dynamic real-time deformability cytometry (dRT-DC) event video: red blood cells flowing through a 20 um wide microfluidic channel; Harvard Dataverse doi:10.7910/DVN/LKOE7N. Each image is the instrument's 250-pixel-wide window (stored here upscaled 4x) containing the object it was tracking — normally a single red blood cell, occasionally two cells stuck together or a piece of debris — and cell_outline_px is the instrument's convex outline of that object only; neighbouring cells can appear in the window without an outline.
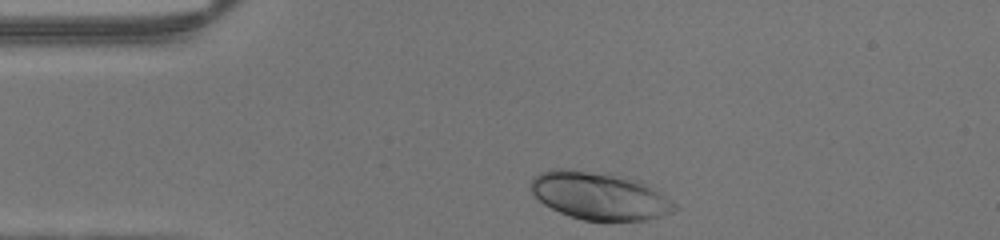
{"species": "human", "species_latin": "Homo sapiens", "temperature_condition": "warm", "stored_images_in_passage": 29, "camera_frame_rate_fps": 3000, "um_per_image_px": 0.085, "donor": {"sex": "male"}, "frame": {"image": 1, "passage_image": 1, "time_ms": 0.0, "image_size_px": [1000, 240], "cell_outline_px": [[680, 208], [672, 212], [648, 220], [584, 220], [560, 212], [544, 204], [532, 192], [532, 180], [540, 172], [552, 168], [564, 168], [612, 176], [628, 180], [640, 184], [672, 200]], "centroid_in_image_um": [50.9, 16.68], "position_along_channel_um": 34.1, "area_um2": 38.32}}
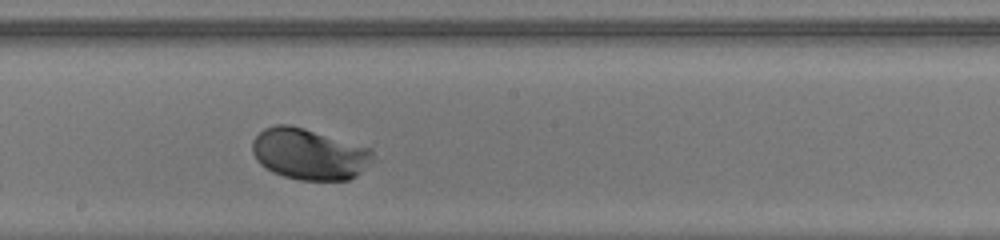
{"frame": {"image": 2, "passage_image": 17, "time_ms": 5.333, "image_size_px": [1000, 240], "cell_outline_px": [[372, 160], [356, 176], [348, 180], [300, 180], [284, 176], [272, 172], [260, 164], [256, 160], [252, 152], [252, 140], [264, 128], [276, 124], [288, 124], [304, 128], [372, 148]], "centroid_in_image_um": [26.25, 13.09], "position_along_channel_um": 222.0, "area_um2": 35.89}}
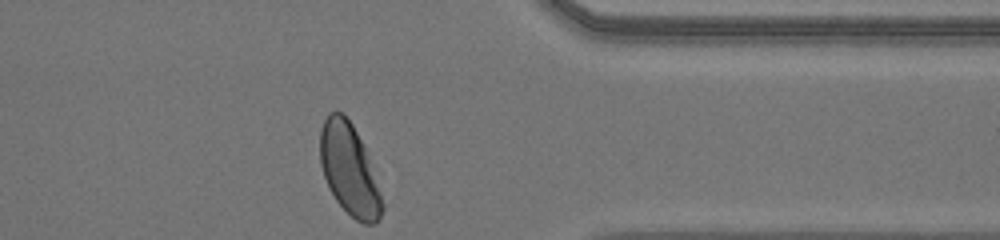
{"frame": {"image": 3, "passage_image": 29, "time_ms": 9.333, "image_size_px": [1000, 240], "cell_outline_px": [[384, 208], [376, 224], [364, 224], [356, 220], [336, 200], [324, 176], [320, 164], [320, 128], [328, 112], [340, 112], [352, 124], [364, 148], [380, 192]], "centroid_in_image_um": [29.67, 14.42], "position_along_channel_um": 381.7, "area_um2": 32.19}}